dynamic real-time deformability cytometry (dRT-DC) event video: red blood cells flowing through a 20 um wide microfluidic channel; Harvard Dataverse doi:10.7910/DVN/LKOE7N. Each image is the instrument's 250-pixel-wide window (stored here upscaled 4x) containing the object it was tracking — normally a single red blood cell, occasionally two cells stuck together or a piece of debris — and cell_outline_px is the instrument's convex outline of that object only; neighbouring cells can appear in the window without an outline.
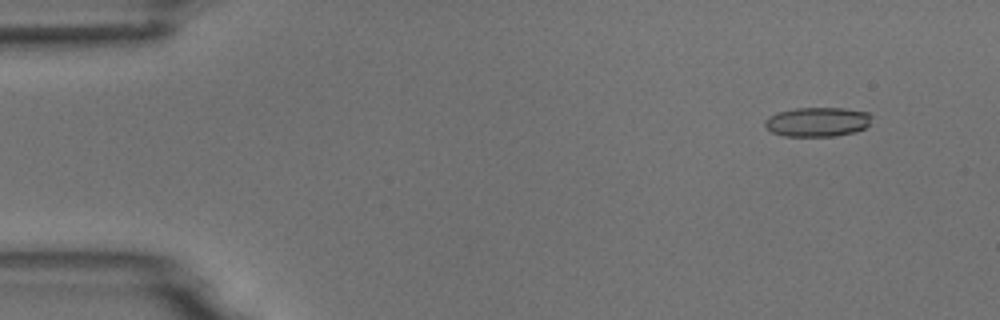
{"species": "common noctule bat (a hibernating species)", "species_latin": "Nyctalus noctula", "temperature_condition": "room temperature", "stored_images_in_passage": 54, "camera_frame_rate_fps": 3000, "um_per_image_px": 0.085, "animal": {"sex": "male", "body_mass_g": 18.8}, "frame": {"image": 1, "passage_image": 5, "time_ms": 1.333, "image_size_px": [1000, 320], "cell_outline_px": [[872, 116], [868, 124], [864, 128], [856, 132], [836, 136], [784, 136], [772, 132], [764, 124], [764, 120], [768, 116], [776, 112], [796, 108], [844, 108], [868, 112]], "centroid_in_image_um": [69.47, 10.36], "position_along_channel_um": 15.5, "area_um2": 18.38}}
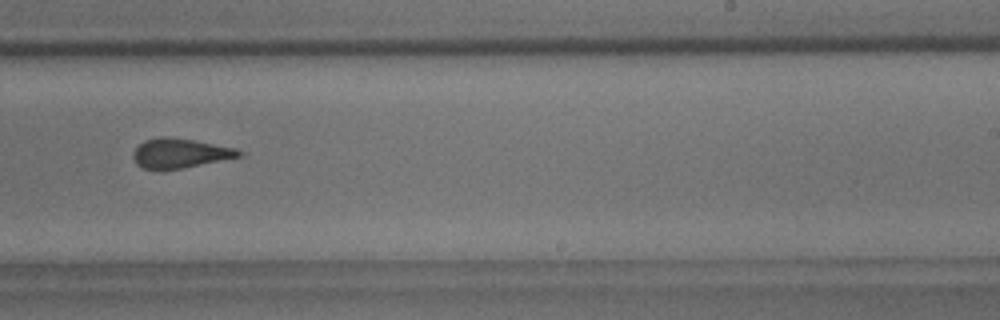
{"frame": {"image": 2, "passage_image": 34, "time_ms": 11.0, "image_size_px": [1000, 320], "cell_outline_px": [[248, 156], [184, 168], [144, 168], [136, 164], [132, 156], [132, 152], [144, 140], [160, 136], [164, 136], [192, 140], [236, 148], [248, 152]], "centroid_in_image_um": [15.42, 13.02], "position_along_channel_um": 273.6, "area_um2": 18.44}}
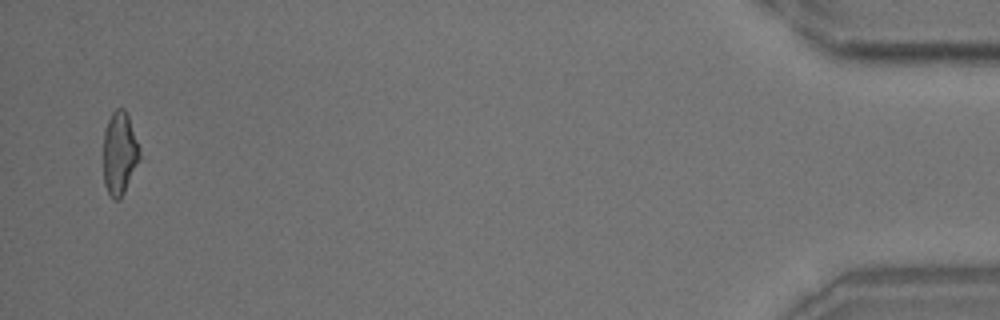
{"frame": {"image": 3, "passage_image": 53, "time_ms": 17.333, "image_size_px": [1000, 320], "cell_outline_px": [[144, 160], [120, 200], [112, 200], [104, 184], [104, 132], [108, 120], [112, 112], [116, 108], [124, 108], [128, 116], [140, 148]], "centroid_in_image_um": [10.22, 13.1], "position_along_channel_um": 425.0, "area_um2": 18.32}, "authors_computed_cell_mechanics": {"area_um2": 18.9006, "velocity_mm_per_s": 3.7397, "shape_relaxation_time_tau1_ms": 8.4813, "shape_relaxation_time_tau2_ms": 2.4961, "deformation_change_tau1": 0.1596, "deformation_change_tau2": 0.1353}}